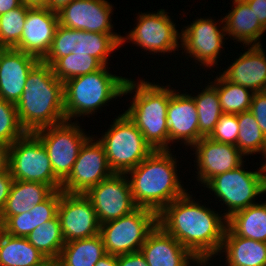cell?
I'll use <instances>...</instances> for the list:
<instances>
[{"label":"cell","mask_w":266,"mask_h":266,"mask_svg":"<svg viewBox=\"0 0 266 266\" xmlns=\"http://www.w3.org/2000/svg\"><path fill=\"white\" fill-rule=\"evenodd\" d=\"M191 198L187 192L165 206L157 214V224L194 256L218 255L227 218Z\"/></svg>","instance_id":"6da1fadb"},{"label":"cell","mask_w":266,"mask_h":266,"mask_svg":"<svg viewBox=\"0 0 266 266\" xmlns=\"http://www.w3.org/2000/svg\"><path fill=\"white\" fill-rule=\"evenodd\" d=\"M16 108L27 133L66 121L64 83L54 75L51 65L40 60L31 69Z\"/></svg>","instance_id":"7a4b0ae2"},{"label":"cell","mask_w":266,"mask_h":266,"mask_svg":"<svg viewBox=\"0 0 266 266\" xmlns=\"http://www.w3.org/2000/svg\"><path fill=\"white\" fill-rule=\"evenodd\" d=\"M170 150H155L128 171L132 197L137 207L158 214L165 206L185 195L179 182L176 158Z\"/></svg>","instance_id":"3957f363"},{"label":"cell","mask_w":266,"mask_h":266,"mask_svg":"<svg viewBox=\"0 0 266 266\" xmlns=\"http://www.w3.org/2000/svg\"><path fill=\"white\" fill-rule=\"evenodd\" d=\"M136 89V90H135ZM135 91L133 101L124 113L138 127L146 142L155 150H170L167 107L170 89L140 80L127 78L123 95Z\"/></svg>","instance_id":"277c9868"},{"label":"cell","mask_w":266,"mask_h":266,"mask_svg":"<svg viewBox=\"0 0 266 266\" xmlns=\"http://www.w3.org/2000/svg\"><path fill=\"white\" fill-rule=\"evenodd\" d=\"M106 67L64 82L66 121L95 113V110L103 107L111 99L123 96L127 78L109 73Z\"/></svg>","instance_id":"5b68a950"},{"label":"cell","mask_w":266,"mask_h":266,"mask_svg":"<svg viewBox=\"0 0 266 266\" xmlns=\"http://www.w3.org/2000/svg\"><path fill=\"white\" fill-rule=\"evenodd\" d=\"M110 126L99 142L104 147L113 173L126 174L154 151L125 113Z\"/></svg>","instance_id":"8992f818"},{"label":"cell","mask_w":266,"mask_h":266,"mask_svg":"<svg viewBox=\"0 0 266 266\" xmlns=\"http://www.w3.org/2000/svg\"><path fill=\"white\" fill-rule=\"evenodd\" d=\"M242 165L214 176L205 184L227 205L228 212L223 213L225 218L256 204L253 199L266 192V169L261 166L258 172L245 171Z\"/></svg>","instance_id":"52a82bcc"},{"label":"cell","mask_w":266,"mask_h":266,"mask_svg":"<svg viewBox=\"0 0 266 266\" xmlns=\"http://www.w3.org/2000/svg\"><path fill=\"white\" fill-rule=\"evenodd\" d=\"M157 225V214L138 207L132 213L100 225L107 254L125 255L140 251L148 234Z\"/></svg>","instance_id":"ba28073f"},{"label":"cell","mask_w":266,"mask_h":266,"mask_svg":"<svg viewBox=\"0 0 266 266\" xmlns=\"http://www.w3.org/2000/svg\"><path fill=\"white\" fill-rule=\"evenodd\" d=\"M9 170L14 180L41 182L61 190L62 182L54 175L47 151L33 133L10 145Z\"/></svg>","instance_id":"9c48e42d"},{"label":"cell","mask_w":266,"mask_h":266,"mask_svg":"<svg viewBox=\"0 0 266 266\" xmlns=\"http://www.w3.org/2000/svg\"><path fill=\"white\" fill-rule=\"evenodd\" d=\"M122 36L75 30L58 25L50 50L44 63L53 65L59 58L74 54H88L97 58L104 66L111 52L121 47Z\"/></svg>","instance_id":"30bf717a"},{"label":"cell","mask_w":266,"mask_h":266,"mask_svg":"<svg viewBox=\"0 0 266 266\" xmlns=\"http://www.w3.org/2000/svg\"><path fill=\"white\" fill-rule=\"evenodd\" d=\"M77 124L64 121L33 132L45 147L54 175L61 182L71 173L81 146L89 138Z\"/></svg>","instance_id":"8fae6325"},{"label":"cell","mask_w":266,"mask_h":266,"mask_svg":"<svg viewBox=\"0 0 266 266\" xmlns=\"http://www.w3.org/2000/svg\"><path fill=\"white\" fill-rule=\"evenodd\" d=\"M91 136L81 146L69 176L61 190L68 194H85L90 188L113 175L103 145Z\"/></svg>","instance_id":"7c38bea8"},{"label":"cell","mask_w":266,"mask_h":266,"mask_svg":"<svg viewBox=\"0 0 266 266\" xmlns=\"http://www.w3.org/2000/svg\"><path fill=\"white\" fill-rule=\"evenodd\" d=\"M128 177L127 174L114 173L85 193L96 211L100 225L128 215L138 208L132 197Z\"/></svg>","instance_id":"4fadbf2b"},{"label":"cell","mask_w":266,"mask_h":266,"mask_svg":"<svg viewBox=\"0 0 266 266\" xmlns=\"http://www.w3.org/2000/svg\"><path fill=\"white\" fill-rule=\"evenodd\" d=\"M164 9L157 13H143L138 15V24L131 30L127 37H122L121 44L126 40L154 53L176 51L179 47L178 40L181 38L176 25L167 15ZM179 35V36H178ZM126 39V40H125Z\"/></svg>","instance_id":"5bb4252c"},{"label":"cell","mask_w":266,"mask_h":266,"mask_svg":"<svg viewBox=\"0 0 266 266\" xmlns=\"http://www.w3.org/2000/svg\"><path fill=\"white\" fill-rule=\"evenodd\" d=\"M57 216L65 242L90 238L100 233L96 211L85 194H68L61 190Z\"/></svg>","instance_id":"9a60e30c"},{"label":"cell","mask_w":266,"mask_h":266,"mask_svg":"<svg viewBox=\"0 0 266 266\" xmlns=\"http://www.w3.org/2000/svg\"><path fill=\"white\" fill-rule=\"evenodd\" d=\"M181 30V46L189 57L206 67H213L217 64L218 54L223 48V39L226 35L225 25L222 29L217 27L213 19H196L191 25ZM211 66V67H210Z\"/></svg>","instance_id":"2e32d148"},{"label":"cell","mask_w":266,"mask_h":266,"mask_svg":"<svg viewBox=\"0 0 266 266\" xmlns=\"http://www.w3.org/2000/svg\"><path fill=\"white\" fill-rule=\"evenodd\" d=\"M112 5L106 0H73L58 13L59 25L94 33H113L110 14Z\"/></svg>","instance_id":"e0dca14e"},{"label":"cell","mask_w":266,"mask_h":266,"mask_svg":"<svg viewBox=\"0 0 266 266\" xmlns=\"http://www.w3.org/2000/svg\"><path fill=\"white\" fill-rule=\"evenodd\" d=\"M58 25L56 11L29 7L22 36L14 49L43 60L50 50Z\"/></svg>","instance_id":"ac0fdd59"},{"label":"cell","mask_w":266,"mask_h":266,"mask_svg":"<svg viewBox=\"0 0 266 266\" xmlns=\"http://www.w3.org/2000/svg\"><path fill=\"white\" fill-rule=\"evenodd\" d=\"M140 251L149 266H188L192 261L206 266L211 258V256H194L158 224L148 234Z\"/></svg>","instance_id":"d6986e66"},{"label":"cell","mask_w":266,"mask_h":266,"mask_svg":"<svg viewBox=\"0 0 266 266\" xmlns=\"http://www.w3.org/2000/svg\"><path fill=\"white\" fill-rule=\"evenodd\" d=\"M196 154L198 181L206 184L211 178L235 169L243 163L244 155L231 144L219 143L203 137L193 146ZM243 156V158H242Z\"/></svg>","instance_id":"ffe728a7"},{"label":"cell","mask_w":266,"mask_h":266,"mask_svg":"<svg viewBox=\"0 0 266 266\" xmlns=\"http://www.w3.org/2000/svg\"><path fill=\"white\" fill-rule=\"evenodd\" d=\"M36 57L14 48H0V99L17 104Z\"/></svg>","instance_id":"44dd1931"},{"label":"cell","mask_w":266,"mask_h":266,"mask_svg":"<svg viewBox=\"0 0 266 266\" xmlns=\"http://www.w3.org/2000/svg\"><path fill=\"white\" fill-rule=\"evenodd\" d=\"M167 125L169 144L181 140L192 147L199 141L198 113L193 96L170 89Z\"/></svg>","instance_id":"7402d4cb"},{"label":"cell","mask_w":266,"mask_h":266,"mask_svg":"<svg viewBox=\"0 0 266 266\" xmlns=\"http://www.w3.org/2000/svg\"><path fill=\"white\" fill-rule=\"evenodd\" d=\"M222 75L253 93L266 91V54L262 45H251Z\"/></svg>","instance_id":"603a6c76"},{"label":"cell","mask_w":266,"mask_h":266,"mask_svg":"<svg viewBox=\"0 0 266 266\" xmlns=\"http://www.w3.org/2000/svg\"><path fill=\"white\" fill-rule=\"evenodd\" d=\"M233 4V9L221 21L225 23L226 35L247 46L261 45L259 38L266 29L244 0H234Z\"/></svg>","instance_id":"cb8c5ba5"},{"label":"cell","mask_w":266,"mask_h":266,"mask_svg":"<svg viewBox=\"0 0 266 266\" xmlns=\"http://www.w3.org/2000/svg\"><path fill=\"white\" fill-rule=\"evenodd\" d=\"M221 252H225L228 266H266V242L237 236L228 227Z\"/></svg>","instance_id":"d4e9b609"},{"label":"cell","mask_w":266,"mask_h":266,"mask_svg":"<svg viewBox=\"0 0 266 266\" xmlns=\"http://www.w3.org/2000/svg\"><path fill=\"white\" fill-rule=\"evenodd\" d=\"M53 192L49 185L41 182L14 180L0 216H15L29 212L33 206L45 201Z\"/></svg>","instance_id":"484cf974"},{"label":"cell","mask_w":266,"mask_h":266,"mask_svg":"<svg viewBox=\"0 0 266 266\" xmlns=\"http://www.w3.org/2000/svg\"><path fill=\"white\" fill-rule=\"evenodd\" d=\"M48 259L27 238L0 229V266H42Z\"/></svg>","instance_id":"4316f807"},{"label":"cell","mask_w":266,"mask_h":266,"mask_svg":"<svg viewBox=\"0 0 266 266\" xmlns=\"http://www.w3.org/2000/svg\"><path fill=\"white\" fill-rule=\"evenodd\" d=\"M106 250L100 234L66 242L56 260L57 266H95Z\"/></svg>","instance_id":"83f0119b"},{"label":"cell","mask_w":266,"mask_h":266,"mask_svg":"<svg viewBox=\"0 0 266 266\" xmlns=\"http://www.w3.org/2000/svg\"><path fill=\"white\" fill-rule=\"evenodd\" d=\"M227 227L237 236L266 242V202L233 213L227 218Z\"/></svg>","instance_id":"f1b7e54d"},{"label":"cell","mask_w":266,"mask_h":266,"mask_svg":"<svg viewBox=\"0 0 266 266\" xmlns=\"http://www.w3.org/2000/svg\"><path fill=\"white\" fill-rule=\"evenodd\" d=\"M48 260L56 261L65 245L59 217L38 225L26 237Z\"/></svg>","instance_id":"f546056e"},{"label":"cell","mask_w":266,"mask_h":266,"mask_svg":"<svg viewBox=\"0 0 266 266\" xmlns=\"http://www.w3.org/2000/svg\"><path fill=\"white\" fill-rule=\"evenodd\" d=\"M210 83L217 89L223 114H239L250 109L253 96L250 89L228 81L222 74Z\"/></svg>","instance_id":"4dcf8cb0"},{"label":"cell","mask_w":266,"mask_h":266,"mask_svg":"<svg viewBox=\"0 0 266 266\" xmlns=\"http://www.w3.org/2000/svg\"><path fill=\"white\" fill-rule=\"evenodd\" d=\"M198 113L199 140L209 137L223 114L217 89L212 83L193 97Z\"/></svg>","instance_id":"1f68e13d"},{"label":"cell","mask_w":266,"mask_h":266,"mask_svg":"<svg viewBox=\"0 0 266 266\" xmlns=\"http://www.w3.org/2000/svg\"><path fill=\"white\" fill-rule=\"evenodd\" d=\"M239 133L236 147L245 156L266 152V136L258 126L254 115L248 110L237 114Z\"/></svg>","instance_id":"d6a6232c"},{"label":"cell","mask_w":266,"mask_h":266,"mask_svg":"<svg viewBox=\"0 0 266 266\" xmlns=\"http://www.w3.org/2000/svg\"><path fill=\"white\" fill-rule=\"evenodd\" d=\"M104 65L88 54L70 53L59 58L53 65L54 75L63 83L71 78L89 74L101 69Z\"/></svg>","instance_id":"836d02e7"},{"label":"cell","mask_w":266,"mask_h":266,"mask_svg":"<svg viewBox=\"0 0 266 266\" xmlns=\"http://www.w3.org/2000/svg\"><path fill=\"white\" fill-rule=\"evenodd\" d=\"M28 8L22 4L0 15V48H14L19 43Z\"/></svg>","instance_id":"e575fe53"},{"label":"cell","mask_w":266,"mask_h":266,"mask_svg":"<svg viewBox=\"0 0 266 266\" xmlns=\"http://www.w3.org/2000/svg\"><path fill=\"white\" fill-rule=\"evenodd\" d=\"M26 133L19 122L16 105L0 99V142L12 145Z\"/></svg>","instance_id":"d590c367"},{"label":"cell","mask_w":266,"mask_h":266,"mask_svg":"<svg viewBox=\"0 0 266 266\" xmlns=\"http://www.w3.org/2000/svg\"><path fill=\"white\" fill-rule=\"evenodd\" d=\"M238 133L237 114H222L209 138L219 143L236 146Z\"/></svg>","instance_id":"8d00e7d4"},{"label":"cell","mask_w":266,"mask_h":266,"mask_svg":"<svg viewBox=\"0 0 266 266\" xmlns=\"http://www.w3.org/2000/svg\"><path fill=\"white\" fill-rule=\"evenodd\" d=\"M0 224L5 233L26 238L34 229L33 211L15 216H0Z\"/></svg>","instance_id":"74e56055"},{"label":"cell","mask_w":266,"mask_h":266,"mask_svg":"<svg viewBox=\"0 0 266 266\" xmlns=\"http://www.w3.org/2000/svg\"><path fill=\"white\" fill-rule=\"evenodd\" d=\"M60 196L61 190H55L45 201L31 208L30 211H33L34 229L57 215Z\"/></svg>","instance_id":"f35d334b"},{"label":"cell","mask_w":266,"mask_h":266,"mask_svg":"<svg viewBox=\"0 0 266 266\" xmlns=\"http://www.w3.org/2000/svg\"><path fill=\"white\" fill-rule=\"evenodd\" d=\"M249 111L254 115L258 126L266 136V91L253 93Z\"/></svg>","instance_id":"ab89813d"},{"label":"cell","mask_w":266,"mask_h":266,"mask_svg":"<svg viewBox=\"0 0 266 266\" xmlns=\"http://www.w3.org/2000/svg\"><path fill=\"white\" fill-rule=\"evenodd\" d=\"M14 179L10 170L0 172V213L3 211Z\"/></svg>","instance_id":"60d3db41"},{"label":"cell","mask_w":266,"mask_h":266,"mask_svg":"<svg viewBox=\"0 0 266 266\" xmlns=\"http://www.w3.org/2000/svg\"><path fill=\"white\" fill-rule=\"evenodd\" d=\"M117 266H149L141 251L117 256Z\"/></svg>","instance_id":"b9f144b4"},{"label":"cell","mask_w":266,"mask_h":266,"mask_svg":"<svg viewBox=\"0 0 266 266\" xmlns=\"http://www.w3.org/2000/svg\"><path fill=\"white\" fill-rule=\"evenodd\" d=\"M253 10L259 23L266 29V0H244Z\"/></svg>","instance_id":"7bdbcfd3"},{"label":"cell","mask_w":266,"mask_h":266,"mask_svg":"<svg viewBox=\"0 0 266 266\" xmlns=\"http://www.w3.org/2000/svg\"><path fill=\"white\" fill-rule=\"evenodd\" d=\"M10 145L0 142V172L9 169Z\"/></svg>","instance_id":"ee69618b"},{"label":"cell","mask_w":266,"mask_h":266,"mask_svg":"<svg viewBox=\"0 0 266 266\" xmlns=\"http://www.w3.org/2000/svg\"><path fill=\"white\" fill-rule=\"evenodd\" d=\"M21 0H0V15L22 5Z\"/></svg>","instance_id":"f6af8a7d"},{"label":"cell","mask_w":266,"mask_h":266,"mask_svg":"<svg viewBox=\"0 0 266 266\" xmlns=\"http://www.w3.org/2000/svg\"><path fill=\"white\" fill-rule=\"evenodd\" d=\"M95 266H117V256L106 254L95 264Z\"/></svg>","instance_id":"bcb514c9"},{"label":"cell","mask_w":266,"mask_h":266,"mask_svg":"<svg viewBox=\"0 0 266 266\" xmlns=\"http://www.w3.org/2000/svg\"><path fill=\"white\" fill-rule=\"evenodd\" d=\"M27 7L49 8L50 0H21Z\"/></svg>","instance_id":"7dc6e473"},{"label":"cell","mask_w":266,"mask_h":266,"mask_svg":"<svg viewBox=\"0 0 266 266\" xmlns=\"http://www.w3.org/2000/svg\"><path fill=\"white\" fill-rule=\"evenodd\" d=\"M73 0H50L49 9L52 11H59L63 6L70 4Z\"/></svg>","instance_id":"c3c4849f"},{"label":"cell","mask_w":266,"mask_h":266,"mask_svg":"<svg viewBox=\"0 0 266 266\" xmlns=\"http://www.w3.org/2000/svg\"><path fill=\"white\" fill-rule=\"evenodd\" d=\"M42 266H57L56 261L48 260L44 265Z\"/></svg>","instance_id":"681fc988"},{"label":"cell","mask_w":266,"mask_h":266,"mask_svg":"<svg viewBox=\"0 0 266 266\" xmlns=\"http://www.w3.org/2000/svg\"><path fill=\"white\" fill-rule=\"evenodd\" d=\"M264 158H266V152H265V154H264ZM262 166L266 169V161H265V164L263 163Z\"/></svg>","instance_id":"f907efd6"}]
</instances>
